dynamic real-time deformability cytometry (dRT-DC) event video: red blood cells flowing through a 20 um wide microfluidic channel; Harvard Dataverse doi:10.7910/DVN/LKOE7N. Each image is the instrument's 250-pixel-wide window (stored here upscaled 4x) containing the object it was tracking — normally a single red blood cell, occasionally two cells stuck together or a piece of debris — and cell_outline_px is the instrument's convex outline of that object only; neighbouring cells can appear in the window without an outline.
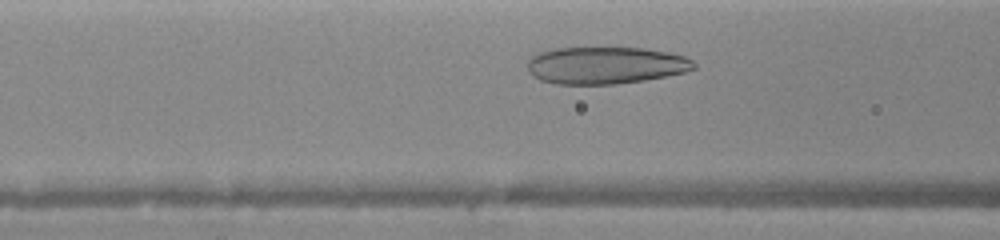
{"species": "human", "species_latin": "Homo sapiens", "temperature_condition": "warm", "stored_images_in_passage": 25, "camera_frame_rate_fps": 3000, "um_per_image_px": 0.085, "donor": {"sex": "female"}, "frame": {"image": 1, "passage_image": 6, "time_ms": 1.333, "image_size_px": [1000, 240], "cell_outline_px": [[696, 68], [684, 72], [644, 80], [612, 84], [556, 84], [540, 80], [532, 76], [528, 72], [528, 60], [536, 52], [556, 48], [644, 48], [684, 56], [692, 60], [696, 64]], "centroid_in_image_um": [51.42, 5.55], "position_along_channel_um": 115.2, "area_um2": 35.95}}
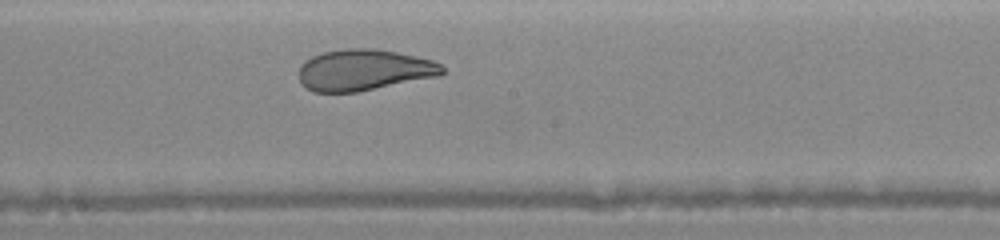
{"frame": {"image": 2, "passage_image": 14, "time_ms": 3.667, "image_size_px": [1000, 240], "cell_outline_px": [[444, 72], [440, 76], [356, 92], [312, 92], [300, 84], [300, 64], [304, 60], [312, 56], [324, 52], [344, 48], [372, 48], [396, 52], [416, 56], [432, 60], [440, 64], [444, 68]], "centroid_in_image_um": [30.92, 5.95], "position_along_channel_um": 217.3, "area_um2": 34.56}}
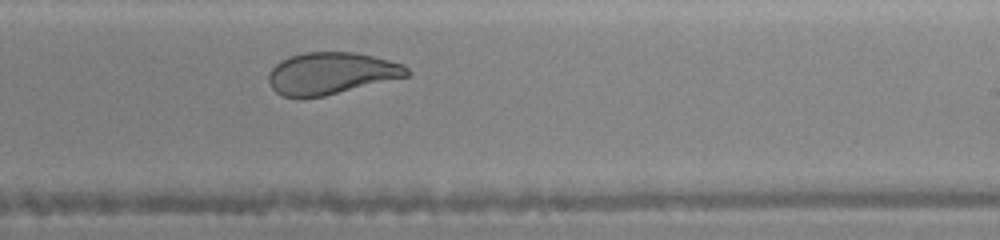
{"frame": {"image": 3, "passage_image": 16, "time_ms": 4.667, "image_size_px": [1000, 240], "cell_outline_px": [[412, 72], [408, 76], [324, 96], [300, 100], [284, 96], [276, 92], [272, 88], [268, 80], [268, 72], [280, 60], [304, 52], [356, 52], [404, 64]], "centroid_in_image_um": [28.12, 6.25], "position_along_channel_um": 260.9, "area_um2": 34.1}}